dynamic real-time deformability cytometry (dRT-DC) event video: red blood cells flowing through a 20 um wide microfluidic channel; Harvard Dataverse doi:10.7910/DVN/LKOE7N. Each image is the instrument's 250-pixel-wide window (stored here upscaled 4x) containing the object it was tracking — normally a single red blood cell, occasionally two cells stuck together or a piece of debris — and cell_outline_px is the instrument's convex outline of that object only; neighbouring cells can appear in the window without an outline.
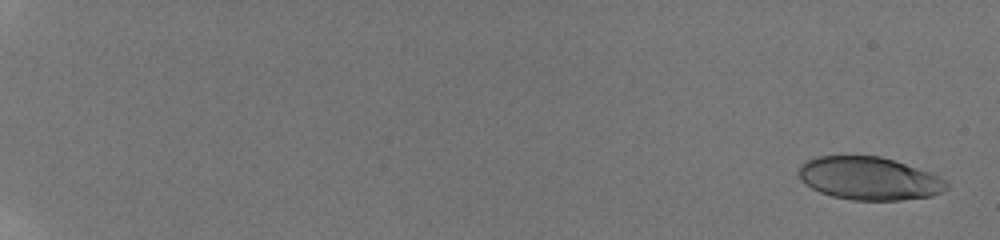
{"species": "human", "species_latin": "Homo sapiens", "temperature_condition": "room temperature", "stored_images_in_passage": 58, "camera_frame_rate_fps": 3000, "um_per_image_px": 0.085, "donor": {"sex": "male"}, "frame": {"image": 1, "passage_image": 2, "time_ms": 0.333, "image_size_px": [1000, 240], "cell_outline_px": [[948, 188], [932, 196], [900, 200], [852, 200], [832, 196], [820, 192], [812, 188], [800, 180], [800, 164], [808, 160], [820, 156], [880, 156], [928, 172], [948, 180]], "centroid_in_image_um": [73.88, 15.18], "position_along_channel_um": 11.1, "area_um2": 36.7}}
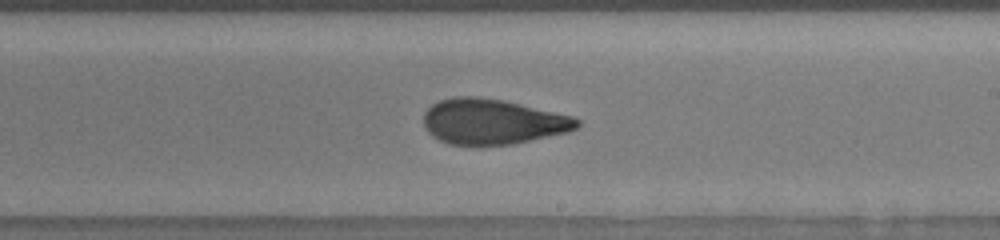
{"frame": {"image": 2, "passage_image": 39, "time_ms": 12.667, "image_size_px": [1000, 240], "cell_outline_px": [[580, 124], [576, 128], [568, 132], [512, 144], [480, 148], [448, 144], [432, 136], [428, 132], [424, 124], [424, 112], [432, 104], [440, 100], [452, 96], [480, 96], [504, 100], [572, 116], [580, 120]], "centroid_in_image_um": [41.83, 10.36], "position_along_channel_um": 247.2, "area_um2": 41.33}}
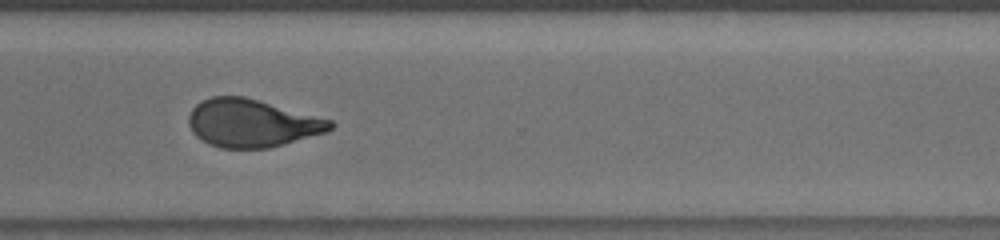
{"frame": {"image": 3, "passage_image": 47, "time_ms": 15.333, "image_size_px": [1000, 240], "cell_outline_px": [[336, 124], [328, 132], [284, 144], [268, 148], [220, 148], [208, 144], [196, 136], [192, 132], [188, 124], [188, 116], [192, 108], [200, 100], [212, 96], [244, 96], [332, 120]], "centroid_in_image_um": [21.39, 10.47], "position_along_channel_um": 349.2, "area_um2": 39.71}, "authors_computed_cell_mechanics": {"area_um2": 39.6219, "velocity_mm_per_s": 3.837, "shape_relaxation_time_tau1_ms": 7.2156, "shape_relaxation_time_tau2_ms": 1.4745, "deformation_change_tau1": 0.2217, "deformation_change_tau2": 0.0882}}